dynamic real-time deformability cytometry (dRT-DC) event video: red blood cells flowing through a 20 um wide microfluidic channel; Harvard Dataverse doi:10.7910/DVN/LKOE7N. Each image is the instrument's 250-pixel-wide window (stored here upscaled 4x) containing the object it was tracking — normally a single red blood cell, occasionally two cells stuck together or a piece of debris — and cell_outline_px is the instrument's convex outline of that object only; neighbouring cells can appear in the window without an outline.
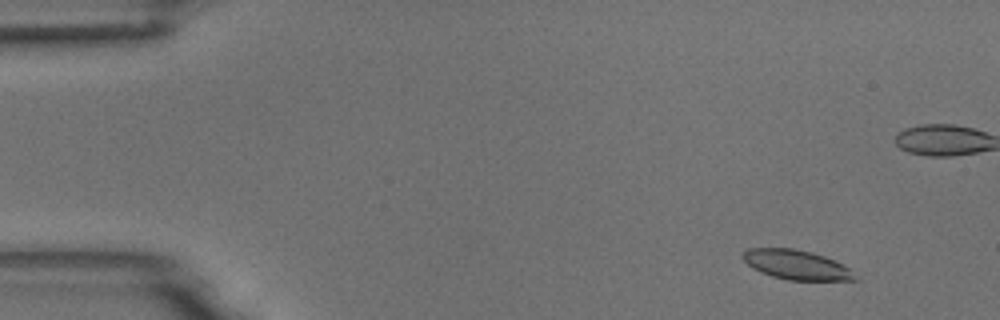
{"species": "common noctule bat (a hibernating species)", "species_latin": "Nyctalus noctula", "temperature_condition": "room temperature", "stored_images_in_passage": 8, "camera_frame_rate_fps": 3000, "um_per_image_px": 0.085, "animal": {"sex": "male", "body_mass_g": 18.8}, "frame": {"image": 1, "passage_image": 2, "time_ms": 0.333, "image_size_px": [1000, 320], "cell_outline_px": [[860, 280], [788, 280], [772, 276], [760, 272], [752, 268], [740, 256], [744, 248], [792, 248], [812, 252], [824, 256], [844, 264]], "centroid_in_image_um": [67.66, 22.49], "position_along_channel_um": 17.3, "area_um2": 19.42}}